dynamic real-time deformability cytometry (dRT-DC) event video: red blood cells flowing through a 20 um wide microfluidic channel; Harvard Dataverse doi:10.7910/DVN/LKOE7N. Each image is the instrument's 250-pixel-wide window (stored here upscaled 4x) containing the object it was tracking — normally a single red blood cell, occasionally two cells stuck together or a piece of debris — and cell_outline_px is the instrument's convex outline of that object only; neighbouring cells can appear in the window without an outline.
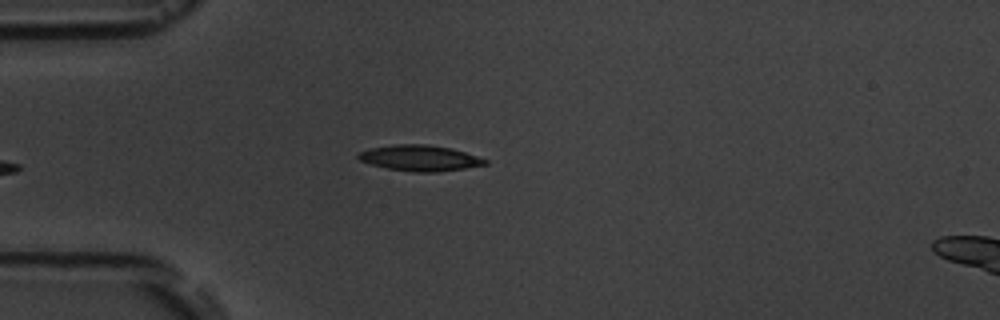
{"species": "common noctule bat (a hibernating species)", "species_latin": "Nyctalus noctula", "temperature_condition": "room temperature", "stored_images_in_passage": 5, "camera_frame_rate_fps": 3000, "um_per_image_px": 0.085, "animal": {"sex": "male", "body_mass_g": 19.5, "forearm_length_mm": 54.6}, "frame": {"image": 1, "passage_image": 5, "time_ms": 5.667, "image_size_px": [1000, 320], "cell_outline_px": [[488, 164], [440, 172], [416, 172], [388, 168], [372, 164], [360, 160], [356, 156], [360, 152], [372, 148], [392, 144], [428, 144], [452, 148], [488, 160]], "centroid_in_image_um": [35.71, 13.43], "position_along_channel_um": 49.3, "area_um2": 18.9}}